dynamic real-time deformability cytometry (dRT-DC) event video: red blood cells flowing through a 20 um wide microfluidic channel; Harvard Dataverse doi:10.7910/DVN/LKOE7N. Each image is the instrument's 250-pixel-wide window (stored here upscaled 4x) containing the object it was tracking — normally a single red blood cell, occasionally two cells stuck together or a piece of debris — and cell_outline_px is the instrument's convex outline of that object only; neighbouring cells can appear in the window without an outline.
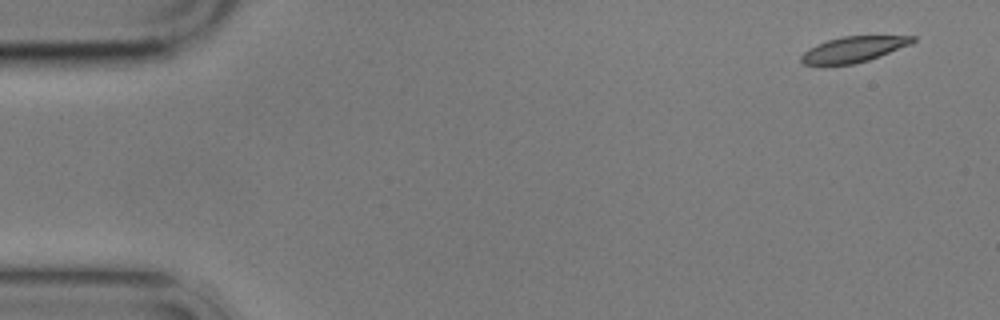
{"species": "common noctule bat (a hibernating species)", "species_latin": "Nyctalus noctula", "temperature_condition": "cold", "stored_images_in_passage": 6, "camera_frame_rate_fps": 3000, "um_per_image_px": 0.085, "animal": {"sex": "male", "body_mass_g": 17.9}, "frame": {"image": 1, "passage_image": 1, "time_ms": 0.0, "image_size_px": [1000, 320], "cell_outline_px": [[916, 40], [912, 44], [880, 56], [856, 64], [804, 64], [800, 60], [800, 56], [804, 52], [816, 44], [828, 40], [844, 36], [916, 36]], "centroid_in_image_um": [72.58, 4.19], "position_along_channel_um": 12.4, "area_um2": 16.53}}
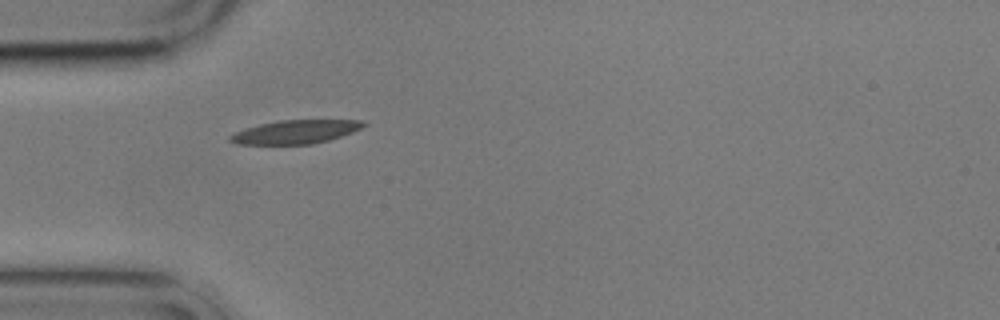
{"frame": {"image": 2, "passage_image": 5, "time_ms": 4.667, "image_size_px": [1000, 320], "cell_outline_px": [[368, 124], [352, 132], [328, 140], [312, 144], [236, 144], [228, 140], [228, 136], [232, 132], [244, 128], [260, 124], [280, 120], [360, 120]], "centroid_in_image_um": [25.05, 11.21], "position_along_channel_um": 60.0, "area_um2": 18.32}}
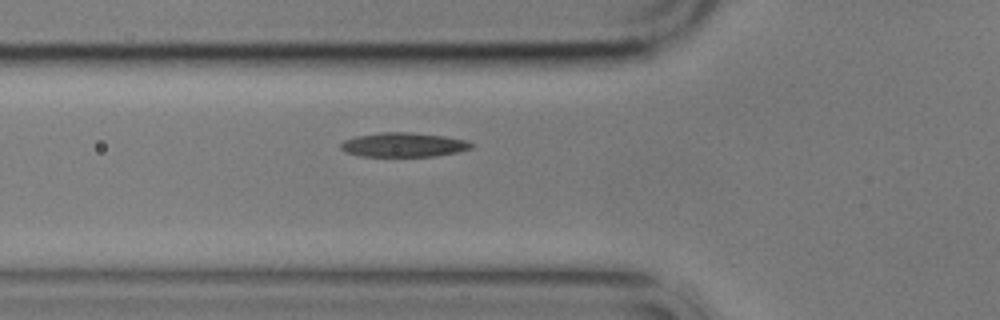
{"frame": {"image": 3, "passage_image": 6, "time_ms": 5.667, "image_size_px": [1000, 320], "cell_outline_px": [[472, 148], [456, 152], [436, 156], [360, 156], [344, 152], [340, 148], [340, 144], [344, 140], [356, 136], [380, 132], [408, 132], [444, 136], [468, 140], [472, 144]], "centroid_in_image_um": [34.27, 12.3], "position_along_channel_um": 91.5, "area_um2": 18.5}}